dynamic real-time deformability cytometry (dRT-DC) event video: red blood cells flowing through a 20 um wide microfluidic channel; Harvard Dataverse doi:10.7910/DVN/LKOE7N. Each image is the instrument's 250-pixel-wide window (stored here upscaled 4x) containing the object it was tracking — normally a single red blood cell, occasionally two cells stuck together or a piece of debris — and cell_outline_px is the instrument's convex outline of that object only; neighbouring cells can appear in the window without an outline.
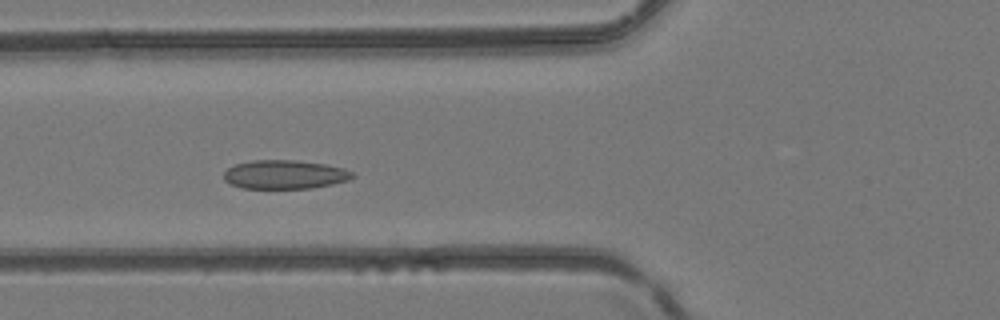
{"species": "common noctule bat (a hibernating species)", "species_latin": "Nyctalus noctula", "temperature_condition": "room temperature", "stored_images_in_passage": 4, "camera_frame_rate_fps": 3000, "um_per_image_px": 0.085, "animal": {"sex": "female", "body_mass_g": 24.6, "forearm_length_mm": 56.2}, "frame": {"image": 1, "passage_image": 4, "time_ms": 1.0, "image_size_px": [1000, 320], "cell_outline_px": [[356, 176], [348, 180], [332, 184], [312, 188], [244, 188], [232, 184], [224, 180], [224, 172], [228, 168], [236, 164], [252, 160], [296, 160], [324, 164], [344, 168], [352, 172]], "centroid_in_image_um": [24.22, 14.83], "position_along_channel_um": 101.6, "area_um2": 21.5}}